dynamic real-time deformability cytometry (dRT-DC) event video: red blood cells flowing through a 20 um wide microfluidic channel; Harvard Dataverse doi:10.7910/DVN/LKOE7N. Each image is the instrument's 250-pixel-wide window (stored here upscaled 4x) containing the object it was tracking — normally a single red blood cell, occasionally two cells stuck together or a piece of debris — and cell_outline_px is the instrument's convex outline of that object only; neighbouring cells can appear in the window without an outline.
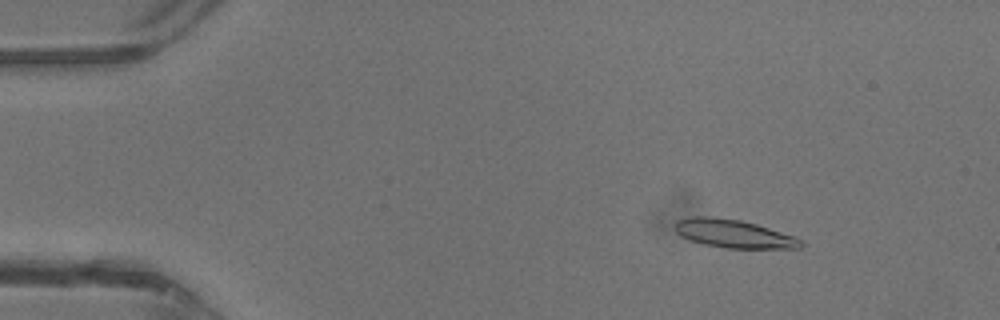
{"species": "common noctule bat (a hibernating species)", "species_latin": "Nyctalus noctula", "temperature_condition": "warm", "stored_images_in_passage": 43, "camera_frame_rate_fps": 3000, "um_per_image_px": 0.085, "animal": {"sex": "male", "body_mass_g": 13.3}, "frame": {"image": 1, "passage_image": 6, "time_ms": 1.667, "image_size_px": [1000, 320], "cell_outline_px": [[804, 244], [800, 248], [724, 248], [704, 244], [688, 240], [680, 236], [676, 232], [676, 220], [692, 216], [708, 216], [740, 220], [756, 224], [796, 236]], "centroid_in_image_um": [62.35, 19.86], "position_along_channel_um": 22.7, "area_um2": 20.75}}
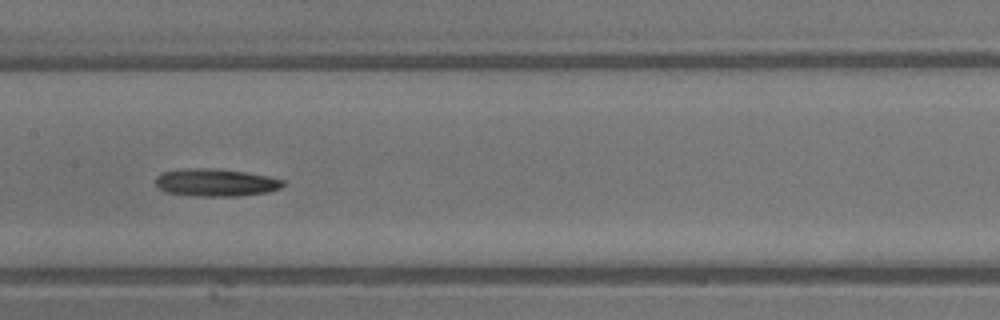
{"frame": {"image": 2, "passage_image": 22, "time_ms": 7.0, "image_size_px": [1000, 320], "cell_outline_px": [[284, 184], [280, 188], [268, 192], [240, 196], [196, 196], [164, 192], [156, 184], [156, 176], [160, 172], [184, 168], [216, 168], [248, 172], [268, 176], [284, 180]], "centroid_in_image_um": [18.33, 15.5], "position_along_channel_um": 189.1, "area_um2": 20.75}}
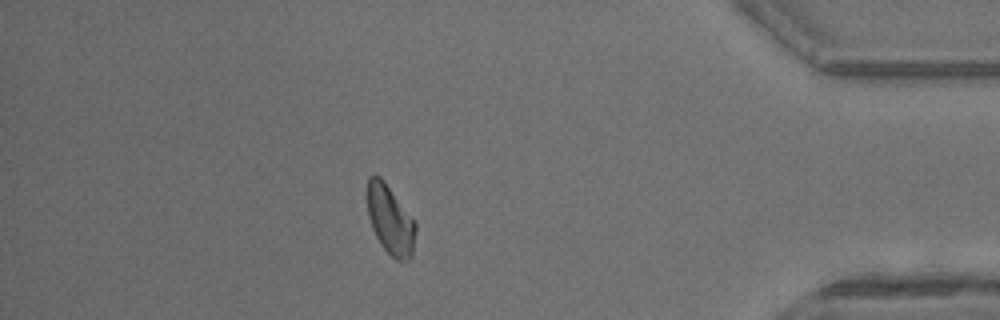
{"frame": {"image": 3, "passage_image": 38, "time_ms": 12.333, "image_size_px": [1000, 320], "cell_outline_px": [[416, 232], [412, 256], [408, 260], [396, 260], [380, 244], [372, 228], [368, 216], [368, 176], [380, 176], [384, 180], [416, 224]], "centroid_in_image_um": [33.17, 18.71], "position_along_channel_um": 402.0, "area_um2": 19.13}, "authors_computed_cell_mechanics": {"area_um2": 19.941, "velocity_mm_per_s": 4.7863, "shape_relaxation_time_tau1_ms": 11.1742, "shape_relaxation_time_tau2_ms": null, "deformation_change_tau1": 0.2352, "deformation_change_tau2": null}}